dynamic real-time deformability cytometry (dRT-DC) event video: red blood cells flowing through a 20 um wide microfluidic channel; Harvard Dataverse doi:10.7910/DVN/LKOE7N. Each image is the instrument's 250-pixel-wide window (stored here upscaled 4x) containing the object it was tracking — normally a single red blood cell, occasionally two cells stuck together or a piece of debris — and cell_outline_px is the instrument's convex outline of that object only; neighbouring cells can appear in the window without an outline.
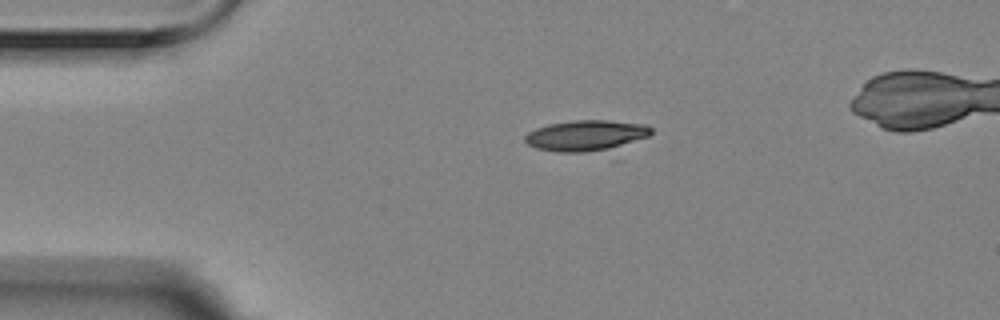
{"species": "Egyptian fruit bat (a non-hibernating species)", "species_latin": "Rousettus aegyptiacus", "temperature_condition": "room temperature", "stored_images_in_passage": 3, "camera_frame_rate_fps": 3000, "um_per_image_px": 0.085, "animal": {"sex": "female"}, "frame": {"image": 1, "passage_image": 1, "time_ms": 0.0, "image_size_px": [1000, 320], "cell_outline_px": [[652, 132], [648, 136], [608, 148], [584, 152], [560, 152], [536, 148], [528, 144], [524, 140], [524, 136], [528, 132], [536, 128], [548, 124], [572, 120], [608, 120], [648, 124], [652, 128]], "centroid_in_image_um": [49.77, 11.49], "position_along_channel_um": 35.2, "area_um2": 22.25}}